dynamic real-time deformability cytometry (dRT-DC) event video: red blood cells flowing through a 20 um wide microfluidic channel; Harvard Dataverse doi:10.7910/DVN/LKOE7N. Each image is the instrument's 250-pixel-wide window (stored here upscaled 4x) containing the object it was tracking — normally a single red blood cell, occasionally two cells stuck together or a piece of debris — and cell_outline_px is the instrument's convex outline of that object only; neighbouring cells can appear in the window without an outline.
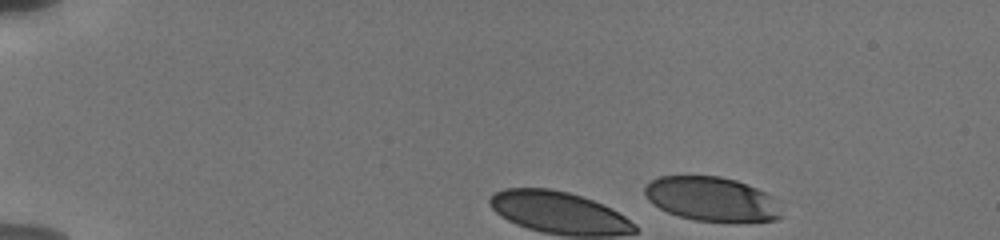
{"species": "human", "species_latin": "Homo sapiens", "temperature_condition": "cold", "stored_images_in_passage": 4, "camera_frame_rate_fps": 3000, "um_per_image_px": 0.085, "donor": {"sex": "male"}, "frame": {"image": 1, "passage_image": 1, "time_ms": 0.0, "image_size_px": [1000, 240], "cell_outline_px": [[780, 216], [776, 220], [696, 220], [680, 216], [668, 212], [652, 204], [648, 200], [644, 192], [644, 188], [652, 180], [660, 176], [720, 176], [736, 180], [756, 188], [772, 196]], "centroid_in_image_um": [60.41, 16.88], "position_along_channel_um": 24.6, "area_um2": 34.28}}